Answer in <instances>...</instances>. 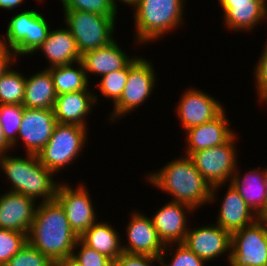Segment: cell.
Instances as JSON below:
<instances>
[{
  "instance_id": "cell-12",
  "label": "cell",
  "mask_w": 267,
  "mask_h": 266,
  "mask_svg": "<svg viewBox=\"0 0 267 266\" xmlns=\"http://www.w3.org/2000/svg\"><path fill=\"white\" fill-rule=\"evenodd\" d=\"M57 124L53 109H35L24 107L22 122L17 141L12 149L23 142L27 154H35L48 143ZM20 139V140H19Z\"/></svg>"
},
{
  "instance_id": "cell-34",
  "label": "cell",
  "mask_w": 267,
  "mask_h": 266,
  "mask_svg": "<svg viewBox=\"0 0 267 266\" xmlns=\"http://www.w3.org/2000/svg\"><path fill=\"white\" fill-rule=\"evenodd\" d=\"M70 260L77 266H113L111 259L89 248L80 239L75 244Z\"/></svg>"
},
{
  "instance_id": "cell-13",
  "label": "cell",
  "mask_w": 267,
  "mask_h": 266,
  "mask_svg": "<svg viewBox=\"0 0 267 266\" xmlns=\"http://www.w3.org/2000/svg\"><path fill=\"white\" fill-rule=\"evenodd\" d=\"M176 106L175 114L185 131L213 120L224 110L223 104L216 98L197 87L187 88Z\"/></svg>"
},
{
  "instance_id": "cell-9",
  "label": "cell",
  "mask_w": 267,
  "mask_h": 266,
  "mask_svg": "<svg viewBox=\"0 0 267 266\" xmlns=\"http://www.w3.org/2000/svg\"><path fill=\"white\" fill-rule=\"evenodd\" d=\"M153 63L142 56H134L129 62V73L127 83L124 87L122 96L113 105L112 113H109L111 122L121 120V117L128 113L133 114L135 108L144 104L154 91L157 80ZM120 118V119H119Z\"/></svg>"
},
{
  "instance_id": "cell-14",
  "label": "cell",
  "mask_w": 267,
  "mask_h": 266,
  "mask_svg": "<svg viewBox=\"0 0 267 266\" xmlns=\"http://www.w3.org/2000/svg\"><path fill=\"white\" fill-rule=\"evenodd\" d=\"M183 244L205 262H213L226 252L227 262L230 260L231 234L217 224L189 228Z\"/></svg>"
},
{
  "instance_id": "cell-25",
  "label": "cell",
  "mask_w": 267,
  "mask_h": 266,
  "mask_svg": "<svg viewBox=\"0 0 267 266\" xmlns=\"http://www.w3.org/2000/svg\"><path fill=\"white\" fill-rule=\"evenodd\" d=\"M79 239L89 248L100 252L112 261H115L123 253L124 241L121 240L115 227L106 221L96 222Z\"/></svg>"
},
{
  "instance_id": "cell-1",
  "label": "cell",
  "mask_w": 267,
  "mask_h": 266,
  "mask_svg": "<svg viewBox=\"0 0 267 266\" xmlns=\"http://www.w3.org/2000/svg\"><path fill=\"white\" fill-rule=\"evenodd\" d=\"M78 240L56 199L39 202L27 235L28 243L58 264L71 259Z\"/></svg>"
},
{
  "instance_id": "cell-42",
  "label": "cell",
  "mask_w": 267,
  "mask_h": 266,
  "mask_svg": "<svg viewBox=\"0 0 267 266\" xmlns=\"http://www.w3.org/2000/svg\"><path fill=\"white\" fill-rule=\"evenodd\" d=\"M112 1H113V3H114L116 6H118V5L116 4L117 1H121L122 3L127 4L128 6H133L134 3H135L137 0H112Z\"/></svg>"
},
{
  "instance_id": "cell-24",
  "label": "cell",
  "mask_w": 267,
  "mask_h": 266,
  "mask_svg": "<svg viewBox=\"0 0 267 266\" xmlns=\"http://www.w3.org/2000/svg\"><path fill=\"white\" fill-rule=\"evenodd\" d=\"M248 172V173H247ZM239 167L230 181L250 209L259 217L265 218L266 184L264 168L251 169L240 175Z\"/></svg>"
},
{
  "instance_id": "cell-20",
  "label": "cell",
  "mask_w": 267,
  "mask_h": 266,
  "mask_svg": "<svg viewBox=\"0 0 267 266\" xmlns=\"http://www.w3.org/2000/svg\"><path fill=\"white\" fill-rule=\"evenodd\" d=\"M90 90L57 95L53 107L57 123L89 127L86 118L92 113V107L97 105L99 96Z\"/></svg>"
},
{
  "instance_id": "cell-16",
  "label": "cell",
  "mask_w": 267,
  "mask_h": 266,
  "mask_svg": "<svg viewBox=\"0 0 267 266\" xmlns=\"http://www.w3.org/2000/svg\"><path fill=\"white\" fill-rule=\"evenodd\" d=\"M130 216L125 233L128 244L122 245L123 252L160 257L165 244L159 238L151 218L137 210Z\"/></svg>"
},
{
  "instance_id": "cell-43",
  "label": "cell",
  "mask_w": 267,
  "mask_h": 266,
  "mask_svg": "<svg viewBox=\"0 0 267 266\" xmlns=\"http://www.w3.org/2000/svg\"><path fill=\"white\" fill-rule=\"evenodd\" d=\"M56 266H77L70 259L56 264Z\"/></svg>"
},
{
  "instance_id": "cell-21",
  "label": "cell",
  "mask_w": 267,
  "mask_h": 266,
  "mask_svg": "<svg viewBox=\"0 0 267 266\" xmlns=\"http://www.w3.org/2000/svg\"><path fill=\"white\" fill-rule=\"evenodd\" d=\"M222 197L216 223L230 234L254 223L259 217L250 209L234 186L229 183Z\"/></svg>"
},
{
  "instance_id": "cell-33",
  "label": "cell",
  "mask_w": 267,
  "mask_h": 266,
  "mask_svg": "<svg viewBox=\"0 0 267 266\" xmlns=\"http://www.w3.org/2000/svg\"><path fill=\"white\" fill-rule=\"evenodd\" d=\"M26 243L25 233L0 229V266H5Z\"/></svg>"
},
{
  "instance_id": "cell-6",
  "label": "cell",
  "mask_w": 267,
  "mask_h": 266,
  "mask_svg": "<svg viewBox=\"0 0 267 266\" xmlns=\"http://www.w3.org/2000/svg\"><path fill=\"white\" fill-rule=\"evenodd\" d=\"M236 136L234 134L220 146L199 150L190 156L196 169L211 186L210 202L217 201V191L228 181L230 183L238 166Z\"/></svg>"
},
{
  "instance_id": "cell-38",
  "label": "cell",
  "mask_w": 267,
  "mask_h": 266,
  "mask_svg": "<svg viewBox=\"0 0 267 266\" xmlns=\"http://www.w3.org/2000/svg\"><path fill=\"white\" fill-rule=\"evenodd\" d=\"M17 60L20 59H17L14 51L7 48L0 41V76L3 75L11 66H15L14 63H17Z\"/></svg>"
},
{
  "instance_id": "cell-27",
  "label": "cell",
  "mask_w": 267,
  "mask_h": 266,
  "mask_svg": "<svg viewBox=\"0 0 267 266\" xmlns=\"http://www.w3.org/2000/svg\"><path fill=\"white\" fill-rule=\"evenodd\" d=\"M78 65V66H75ZM77 67V68H76ZM57 95L89 90L91 87L81 61L48 68Z\"/></svg>"
},
{
  "instance_id": "cell-32",
  "label": "cell",
  "mask_w": 267,
  "mask_h": 266,
  "mask_svg": "<svg viewBox=\"0 0 267 266\" xmlns=\"http://www.w3.org/2000/svg\"><path fill=\"white\" fill-rule=\"evenodd\" d=\"M63 11H84L103 16H117L118 7L112 0H60Z\"/></svg>"
},
{
  "instance_id": "cell-35",
  "label": "cell",
  "mask_w": 267,
  "mask_h": 266,
  "mask_svg": "<svg viewBox=\"0 0 267 266\" xmlns=\"http://www.w3.org/2000/svg\"><path fill=\"white\" fill-rule=\"evenodd\" d=\"M5 266H56V264L27 242Z\"/></svg>"
},
{
  "instance_id": "cell-40",
  "label": "cell",
  "mask_w": 267,
  "mask_h": 266,
  "mask_svg": "<svg viewBox=\"0 0 267 266\" xmlns=\"http://www.w3.org/2000/svg\"><path fill=\"white\" fill-rule=\"evenodd\" d=\"M24 2V0H0V8L2 9H7L8 10H13Z\"/></svg>"
},
{
  "instance_id": "cell-23",
  "label": "cell",
  "mask_w": 267,
  "mask_h": 266,
  "mask_svg": "<svg viewBox=\"0 0 267 266\" xmlns=\"http://www.w3.org/2000/svg\"><path fill=\"white\" fill-rule=\"evenodd\" d=\"M118 45L117 40H113L108 45L89 50L81 54V63L83 64L86 76L93 73L102 76L109 72L123 69L133 58L126 54Z\"/></svg>"
},
{
  "instance_id": "cell-22",
  "label": "cell",
  "mask_w": 267,
  "mask_h": 266,
  "mask_svg": "<svg viewBox=\"0 0 267 266\" xmlns=\"http://www.w3.org/2000/svg\"><path fill=\"white\" fill-rule=\"evenodd\" d=\"M43 52L49 65L45 68L67 65L81 60L76 40L66 28L50 29L47 39L35 50Z\"/></svg>"
},
{
  "instance_id": "cell-4",
  "label": "cell",
  "mask_w": 267,
  "mask_h": 266,
  "mask_svg": "<svg viewBox=\"0 0 267 266\" xmlns=\"http://www.w3.org/2000/svg\"><path fill=\"white\" fill-rule=\"evenodd\" d=\"M186 0H137L134 9L136 43L156 41L184 26Z\"/></svg>"
},
{
  "instance_id": "cell-31",
  "label": "cell",
  "mask_w": 267,
  "mask_h": 266,
  "mask_svg": "<svg viewBox=\"0 0 267 266\" xmlns=\"http://www.w3.org/2000/svg\"><path fill=\"white\" fill-rule=\"evenodd\" d=\"M24 107L19 104H0V123L6 140L13 145L17 141V136L22 122Z\"/></svg>"
},
{
  "instance_id": "cell-7",
  "label": "cell",
  "mask_w": 267,
  "mask_h": 266,
  "mask_svg": "<svg viewBox=\"0 0 267 266\" xmlns=\"http://www.w3.org/2000/svg\"><path fill=\"white\" fill-rule=\"evenodd\" d=\"M47 21L43 14L35 9L13 14L0 41L12 49L17 58L33 55L50 32L51 25Z\"/></svg>"
},
{
  "instance_id": "cell-3",
  "label": "cell",
  "mask_w": 267,
  "mask_h": 266,
  "mask_svg": "<svg viewBox=\"0 0 267 266\" xmlns=\"http://www.w3.org/2000/svg\"><path fill=\"white\" fill-rule=\"evenodd\" d=\"M10 153L0 154V170L10 182L9 191L23 194L41 202L55 199L60 182H55V174L48 170L35 154L25 157L11 156Z\"/></svg>"
},
{
  "instance_id": "cell-5",
  "label": "cell",
  "mask_w": 267,
  "mask_h": 266,
  "mask_svg": "<svg viewBox=\"0 0 267 266\" xmlns=\"http://www.w3.org/2000/svg\"><path fill=\"white\" fill-rule=\"evenodd\" d=\"M87 129L75 124L57 123L48 143L37 154L39 161L54 174H59L81 155L85 143H88Z\"/></svg>"
},
{
  "instance_id": "cell-39",
  "label": "cell",
  "mask_w": 267,
  "mask_h": 266,
  "mask_svg": "<svg viewBox=\"0 0 267 266\" xmlns=\"http://www.w3.org/2000/svg\"><path fill=\"white\" fill-rule=\"evenodd\" d=\"M12 149V145L6 140L2 124L0 123V154L9 153Z\"/></svg>"
},
{
  "instance_id": "cell-19",
  "label": "cell",
  "mask_w": 267,
  "mask_h": 266,
  "mask_svg": "<svg viewBox=\"0 0 267 266\" xmlns=\"http://www.w3.org/2000/svg\"><path fill=\"white\" fill-rule=\"evenodd\" d=\"M225 109L213 120L192 127L186 131L185 152L191 156L199 150L220 146L226 143L236 132L230 126Z\"/></svg>"
},
{
  "instance_id": "cell-30",
  "label": "cell",
  "mask_w": 267,
  "mask_h": 266,
  "mask_svg": "<svg viewBox=\"0 0 267 266\" xmlns=\"http://www.w3.org/2000/svg\"><path fill=\"white\" fill-rule=\"evenodd\" d=\"M173 250L175 253H173ZM168 256H171L170 263L167 262ZM159 258V264L162 266H205L204 264L206 263L203 259L196 256L183 243L165 245V248Z\"/></svg>"
},
{
  "instance_id": "cell-29",
  "label": "cell",
  "mask_w": 267,
  "mask_h": 266,
  "mask_svg": "<svg viewBox=\"0 0 267 266\" xmlns=\"http://www.w3.org/2000/svg\"><path fill=\"white\" fill-rule=\"evenodd\" d=\"M128 73L129 63L121 70L102 75L101 80L95 85V87L98 86L101 97L103 96L107 100L111 99L114 105L122 96L127 83Z\"/></svg>"
},
{
  "instance_id": "cell-8",
  "label": "cell",
  "mask_w": 267,
  "mask_h": 266,
  "mask_svg": "<svg viewBox=\"0 0 267 266\" xmlns=\"http://www.w3.org/2000/svg\"><path fill=\"white\" fill-rule=\"evenodd\" d=\"M64 24L76 40L81 54L104 47L111 43L115 32L117 16L84 11H64Z\"/></svg>"
},
{
  "instance_id": "cell-26",
  "label": "cell",
  "mask_w": 267,
  "mask_h": 266,
  "mask_svg": "<svg viewBox=\"0 0 267 266\" xmlns=\"http://www.w3.org/2000/svg\"><path fill=\"white\" fill-rule=\"evenodd\" d=\"M57 94L50 70L45 68L27 77L25 83L23 107L35 109H53Z\"/></svg>"
},
{
  "instance_id": "cell-18",
  "label": "cell",
  "mask_w": 267,
  "mask_h": 266,
  "mask_svg": "<svg viewBox=\"0 0 267 266\" xmlns=\"http://www.w3.org/2000/svg\"><path fill=\"white\" fill-rule=\"evenodd\" d=\"M37 202V203H35ZM38 201L23 194L6 191L0 194V229L28 235L35 217Z\"/></svg>"
},
{
  "instance_id": "cell-11",
  "label": "cell",
  "mask_w": 267,
  "mask_h": 266,
  "mask_svg": "<svg viewBox=\"0 0 267 266\" xmlns=\"http://www.w3.org/2000/svg\"><path fill=\"white\" fill-rule=\"evenodd\" d=\"M77 186L73 189L68 182H60L55 199L63 207L72 230L80 238L98 220L95 205L85 184L81 182Z\"/></svg>"
},
{
  "instance_id": "cell-28",
  "label": "cell",
  "mask_w": 267,
  "mask_h": 266,
  "mask_svg": "<svg viewBox=\"0 0 267 266\" xmlns=\"http://www.w3.org/2000/svg\"><path fill=\"white\" fill-rule=\"evenodd\" d=\"M26 76L9 68L0 76V104L22 105L25 92Z\"/></svg>"
},
{
  "instance_id": "cell-2",
  "label": "cell",
  "mask_w": 267,
  "mask_h": 266,
  "mask_svg": "<svg viewBox=\"0 0 267 266\" xmlns=\"http://www.w3.org/2000/svg\"><path fill=\"white\" fill-rule=\"evenodd\" d=\"M159 170L145 175L147 182L172 196V202L187 204L195 211L210 203L211 186L190 156L184 154L175 158Z\"/></svg>"
},
{
  "instance_id": "cell-36",
  "label": "cell",
  "mask_w": 267,
  "mask_h": 266,
  "mask_svg": "<svg viewBox=\"0 0 267 266\" xmlns=\"http://www.w3.org/2000/svg\"><path fill=\"white\" fill-rule=\"evenodd\" d=\"M267 40V39H266ZM254 67V80L259 102L267 104V41Z\"/></svg>"
},
{
  "instance_id": "cell-17",
  "label": "cell",
  "mask_w": 267,
  "mask_h": 266,
  "mask_svg": "<svg viewBox=\"0 0 267 266\" xmlns=\"http://www.w3.org/2000/svg\"><path fill=\"white\" fill-rule=\"evenodd\" d=\"M223 12V24L232 32L255 29L267 19V3L263 0H219Z\"/></svg>"
},
{
  "instance_id": "cell-10",
  "label": "cell",
  "mask_w": 267,
  "mask_h": 266,
  "mask_svg": "<svg viewBox=\"0 0 267 266\" xmlns=\"http://www.w3.org/2000/svg\"><path fill=\"white\" fill-rule=\"evenodd\" d=\"M230 266H267V218L231 234Z\"/></svg>"
},
{
  "instance_id": "cell-37",
  "label": "cell",
  "mask_w": 267,
  "mask_h": 266,
  "mask_svg": "<svg viewBox=\"0 0 267 266\" xmlns=\"http://www.w3.org/2000/svg\"><path fill=\"white\" fill-rule=\"evenodd\" d=\"M160 262L159 257L144 254H129L123 252L115 261L113 266H153Z\"/></svg>"
},
{
  "instance_id": "cell-41",
  "label": "cell",
  "mask_w": 267,
  "mask_h": 266,
  "mask_svg": "<svg viewBox=\"0 0 267 266\" xmlns=\"http://www.w3.org/2000/svg\"><path fill=\"white\" fill-rule=\"evenodd\" d=\"M264 176L266 184V195H265V218H267V167H264Z\"/></svg>"
},
{
  "instance_id": "cell-15",
  "label": "cell",
  "mask_w": 267,
  "mask_h": 266,
  "mask_svg": "<svg viewBox=\"0 0 267 266\" xmlns=\"http://www.w3.org/2000/svg\"><path fill=\"white\" fill-rule=\"evenodd\" d=\"M194 211L187 204L169 200L154 212L155 214H152L150 218L153 226L165 245L184 243L189 229L187 214L194 213Z\"/></svg>"
}]
</instances>
